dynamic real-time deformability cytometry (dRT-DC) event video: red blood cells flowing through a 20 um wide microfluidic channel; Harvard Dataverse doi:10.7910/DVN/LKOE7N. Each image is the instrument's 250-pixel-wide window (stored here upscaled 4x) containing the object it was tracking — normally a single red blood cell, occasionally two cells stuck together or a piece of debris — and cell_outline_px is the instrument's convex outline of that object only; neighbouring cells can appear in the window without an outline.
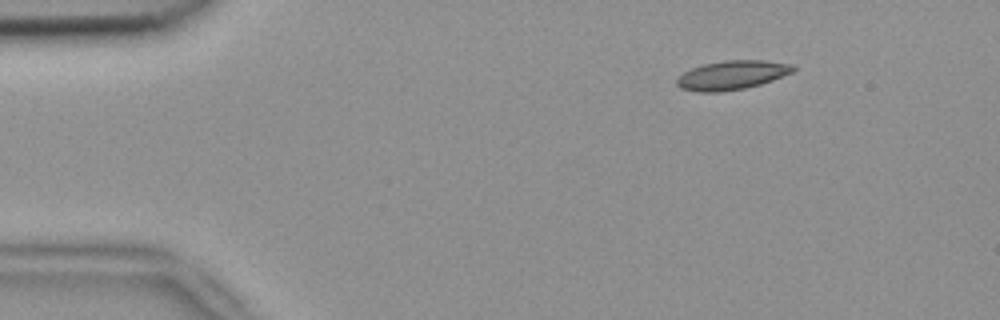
{"species": "common noctule bat (a hibernating species)", "species_latin": "Nyctalus noctula", "temperature_condition": "room temperature", "stored_images_in_passage": 3, "camera_frame_rate_fps": 3000, "um_per_image_px": 0.085, "animal": {"sex": "female", "body_mass_g": 18.4}, "frame": {"image": 1, "passage_image": 1, "time_ms": 0.0, "image_size_px": [1000, 320], "cell_outline_px": [[796, 68], [792, 72], [772, 80], [760, 84], [744, 88], [720, 92], [696, 92], [680, 88], [676, 84], [676, 80], [684, 72], [692, 68], [704, 64], [728, 60], [764, 60], [792, 64]], "centroid_in_image_um": [62.2, 6.39], "position_along_channel_um": 22.8, "area_um2": 19.54}}
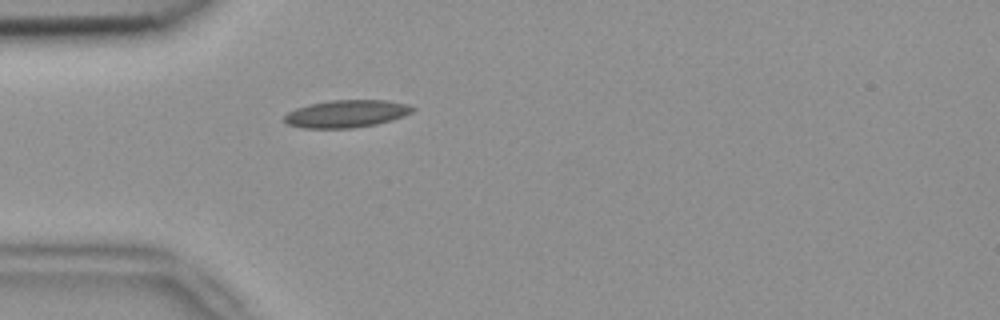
{"frame": {"image": 2, "passage_image": 3, "time_ms": 0.667, "image_size_px": [1000, 320], "cell_outline_px": [[416, 108], [412, 112], [404, 116], [392, 120], [376, 124], [352, 128], [304, 128], [288, 124], [284, 120], [284, 116], [288, 112], [296, 108], [308, 104], [332, 100], [388, 100], [408, 104]], "centroid_in_image_um": [29.47, 9.66], "position_along_channel_um": 55.5, "area_um2": 20.58}}